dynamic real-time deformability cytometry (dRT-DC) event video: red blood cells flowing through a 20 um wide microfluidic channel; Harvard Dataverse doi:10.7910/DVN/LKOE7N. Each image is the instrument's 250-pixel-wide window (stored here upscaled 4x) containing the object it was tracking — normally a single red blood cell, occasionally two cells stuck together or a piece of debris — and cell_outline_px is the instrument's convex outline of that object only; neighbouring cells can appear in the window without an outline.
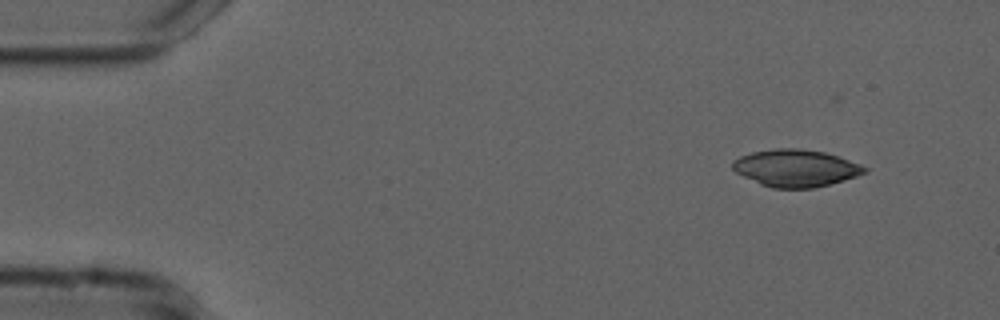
{"species": "common noctule bat (a hibernating species)", "species_latin": "Nyctalus noctula", "temperature_condition": "cold", "stored_images_in_passage": 49, "camera_frame_rate_fps": 3000, "um_per_image_px": 0.085, "animal": {"sex": "male", "forearm_length_mm": 52.5}, "frame": {"image": 1, "passage_image": 1, "time_ms": 0.0, "image_size_px": [1000, 320], "cell_outline_px": [[868, 172], [844, 180], [812, 188], [772, 188], [760, 184], [736, 172], [732, 168], [732, 160], [740, 156], [752, 152], [776, 148], [800, 148], [824, 152], [860, 164], [868, 168]], "centroid_in_image_um": [67.62, 14.28], "position_along_channel_um": 17.4, "area_um2": 28.44}}
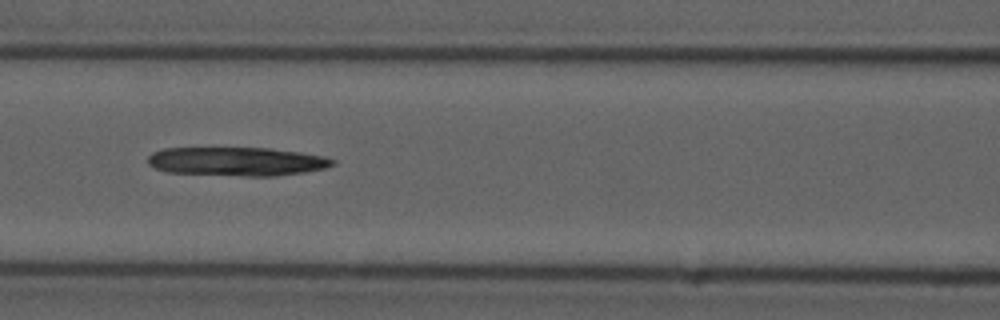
{"frame": {"image": 2, "passage_image": 19, "time_ms": 6.0, "image_size_px": [1000, 320], "cell_outline_px": [[336, 164], [324, 168], [304, 172], [276, 176], [244, 176], [168, 172], [156, 168], [148, 164], [148, 156], [152, 152], [164, 148], [272, 148], [300, 152], [324, 156], [336, 160]], "centroid_in_image_um": [20.15, 13.72], "position_along_channel_um": 146.5, "area_um2": 31.04}}
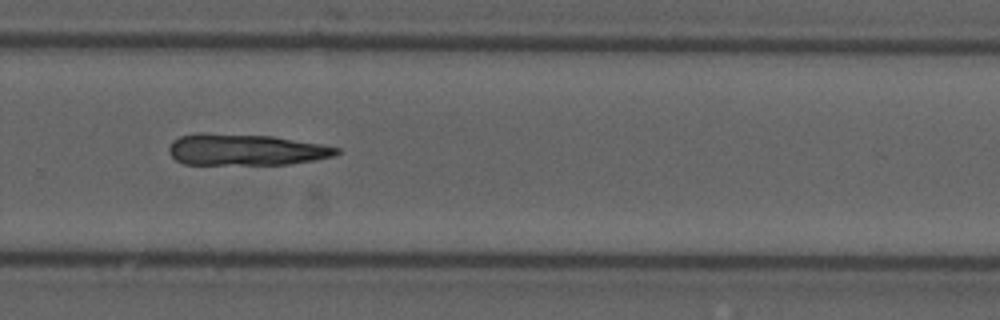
{"frame": {"image": 3, "passage_image": 32, "time_ms": 10.333, "image_size_px": [1000, 320], "cell_outline_px": [[340, 152], [336, 156], [316, 160], [288, 164], [184, 164], [176, 160], [168, 152], [168, 148], [172, 140], [180, 136], [196, 132], [204, 132], [272, 136], [320, 144], [340, 148]], "centroid_in_image_um": [20.85, 12.71], "position_along_channel_um": 308.9, "area_um2": 30.92}}